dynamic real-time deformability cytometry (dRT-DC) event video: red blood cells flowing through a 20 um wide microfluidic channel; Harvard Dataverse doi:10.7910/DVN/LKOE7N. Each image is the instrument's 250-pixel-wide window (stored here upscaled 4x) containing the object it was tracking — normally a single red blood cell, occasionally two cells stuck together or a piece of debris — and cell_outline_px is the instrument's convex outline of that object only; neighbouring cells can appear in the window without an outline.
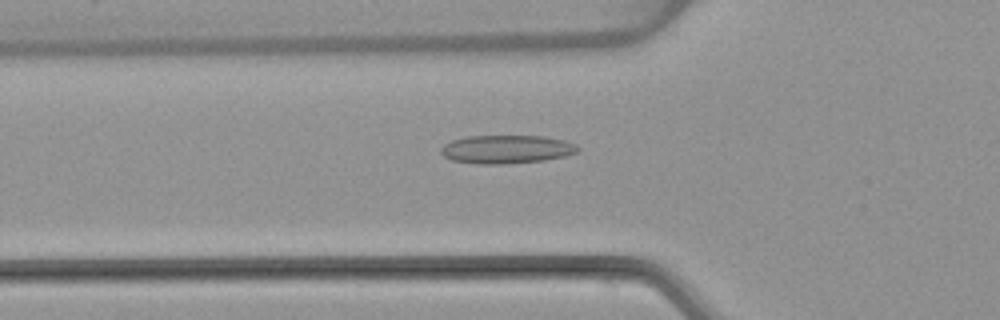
{"species": "common noctule bat (a hibernating species)", "species_latin": "Nyctalus noctula", "temperature_condition": "warm", "stored_images_in_passage": 53, "camera_frame_rate_fps": 3000, "um_per_image_px": 0.085, "animal": {"sex": "female", "body_mass_g": 22.7, "forearm_length_mm": 54.2}, "frame": {"image": 1, "passage_image": 18, "time_ms": 5.667, "image_size_px": [1000, 320], "cell_outline_px": [[580, 148], [576, 152], [564, 156], [544, 160], [504, 164], [476, 164], [452, 160], [444, 156], [440, 152], [440, 148], [444, 144], [452, 140], [468, 136], [544, 136], [564, 140], [576, 144]], "centroid_in_image_um": [43.04, 12.69], "position_along_channel_um": 82.8, "area_um2": 22.66}}
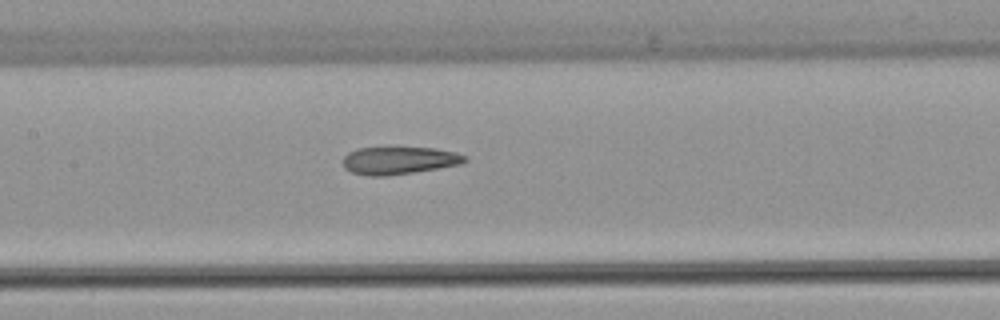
{"frame": {"image": 2, "passage_image": 25, "time_ms": 8.0, "image_size_px": [1000, 320], "cell_outline_px": [[468, 160], [460, 164], [388, 176], [368, 176], [352, 172], [344, 168], [344, 156], [348, 152], [356, 148], [436, 148], [456, 152], [468, 156]], "centroid_in_image_um": [33.92, 13.64], "position_along_channel_um": 173.5, "area_um2": 19.48}}
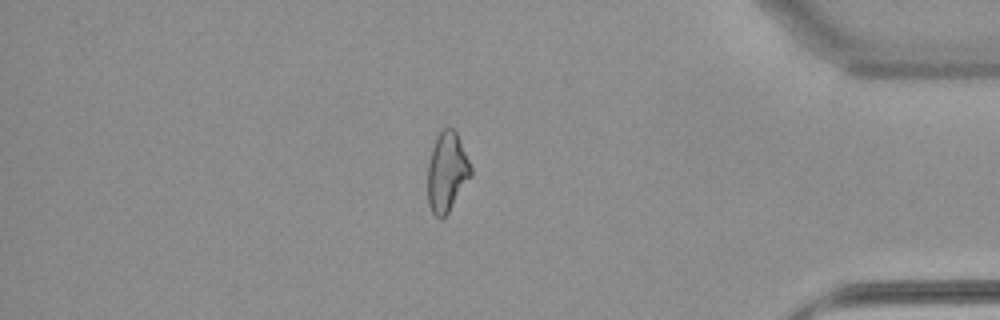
{"frame": {"image": 3, "passage_image": 45, "time_ms": 14.667, "image_size_px": [1000, 320], "cell_outline_px": [[472, 176], [448, 212], [440, 220], [432, 212], [428, 204], [428, 164], [432, 148], [436, 136], [444, 128], [452, 128], [456, 132], [472, 168]], "centroid_in_image_um": [37.99, 14.63], "position_along_channel_um": 397.2, "area_um2": 19.88}, "authors_computed_cell_mechanics": {"area_um2": 21.0392, "velocity_mm_per_s": 3.8566, "shape_relaxation_time_tau1_ms": null, "shape_relaxation_time_tau2_ms": 3.0664, "deformation_change_tau1": null, "deformation_change_tau2": 0.1133}}